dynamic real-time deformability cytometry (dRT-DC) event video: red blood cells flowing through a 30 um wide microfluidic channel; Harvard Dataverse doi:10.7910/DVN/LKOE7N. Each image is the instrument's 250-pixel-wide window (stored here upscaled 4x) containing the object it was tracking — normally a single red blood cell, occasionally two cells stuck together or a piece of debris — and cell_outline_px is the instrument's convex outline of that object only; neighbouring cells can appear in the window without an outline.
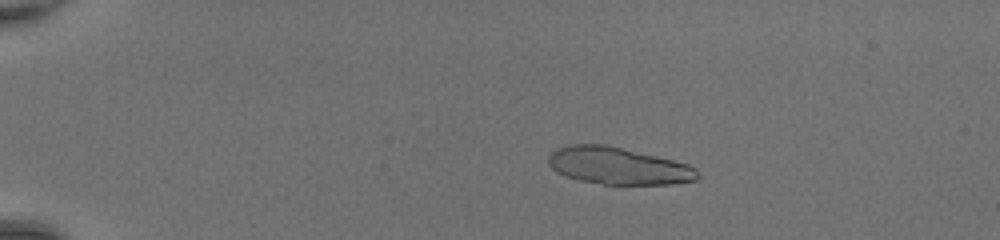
{"species": "common noctule bat (a hibernating species)", "species_latin": "Nyctalus noctula", "temperature_condition": "room temperature", "stored_images_in_passage": 50, "segment_of_instrument_passage": [1, 2], "camera_frame_rate_fps": 3000, "um_per_image_px": 0.085, "animal": {"sex": "female", "body_mass_g": 20.0, "forearm_length_mm": 54.0}, "frame": {"image": 1, "passage_image": 11, "time_ms": 3.333, "image_size_px": [1000, 240], "cell_outline_px": [[700, 176], [696, 180], [672, 184], [604, 184], [580, 180], [564, 176], [556, 172], [548, 164], [548, 156], [556, 148], [568, 144], [608, 144], [688, 164], [696, 168]], "centroid_in_image_um": [52.52, 14.09], "position_along_channel_um": 32.5, "area_um2": 32.37}}